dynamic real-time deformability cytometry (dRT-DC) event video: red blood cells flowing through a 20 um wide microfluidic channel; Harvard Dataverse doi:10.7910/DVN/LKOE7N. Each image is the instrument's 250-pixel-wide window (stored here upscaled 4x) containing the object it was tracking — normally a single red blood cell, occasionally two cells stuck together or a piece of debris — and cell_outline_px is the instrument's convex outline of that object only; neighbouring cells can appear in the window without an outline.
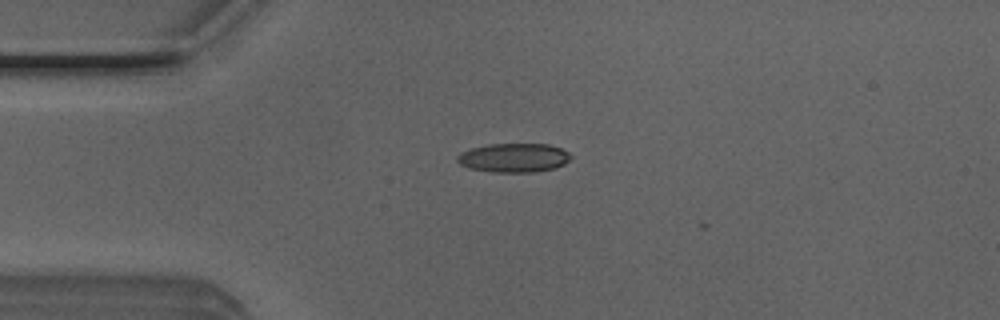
{"species": "Egyptian fruit bat (a non-hibernating species)", "species_latin": "Rousettus aegyptiacus", "temperature_condition": "room temperature", "stored_images_in_passage": 3, "camera_frame_rate_fps": 3000, "um_per_image_px": 0.085, "animal": {"sex": "male"}, "frame": {"image": 1, "passage_image": 1, "time_ms": 0.0, "image_size_px": [1000, 320], "cell_outline_px": [[572, 156], [564, 164], [552, 168], [536, 172], [492, 172], [468, 168], [460, 164], [456, 160], [456, 156], [472, 148], [488, 144], [548, 144], [560, 148], [568, 152]], "centroid_in_image_um": [43.66, 13.41], "position_along_channel_um": 41.3, "area_um2": 19.07}}